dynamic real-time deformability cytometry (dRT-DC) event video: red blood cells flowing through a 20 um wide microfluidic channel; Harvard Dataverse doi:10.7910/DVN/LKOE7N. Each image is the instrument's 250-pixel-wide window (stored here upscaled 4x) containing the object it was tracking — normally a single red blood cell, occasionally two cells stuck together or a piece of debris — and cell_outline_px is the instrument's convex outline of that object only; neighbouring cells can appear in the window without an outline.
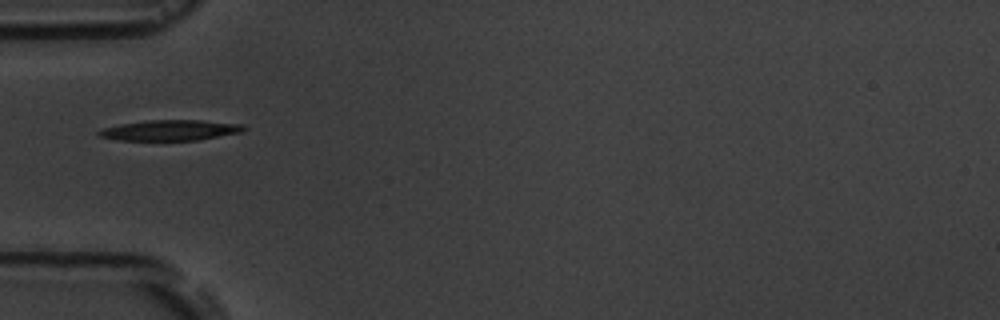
{"species": "common noctule bat (a hibernating species)", "species_latin": "Nyctalus noctula", "temperature_condition": "room temperature", "stored_images_in_passage": 17, "camera_frame_rate_fps": 3000, "um_per_image_px": 0.085, "animal": {"sex": "male", "body_mass_g": 19.5, "forearm_length_mm": 54.6}, "frame": {"image": 1, "passage_image": 6, "time_ms": 5.667, "image_size_px": [1000, 320], "cell_outline_px": [[248, 128], [244, 132], [200, 140], [116, 140], [100, 136], [96, 132], [100, 128], [120, 124], [148, 120], [200, 120], [244, 124]], "centroid_in_image_um": [14.51, 11.07], "position_along_channel_um": 70.5, "area_um2": 17.63}}
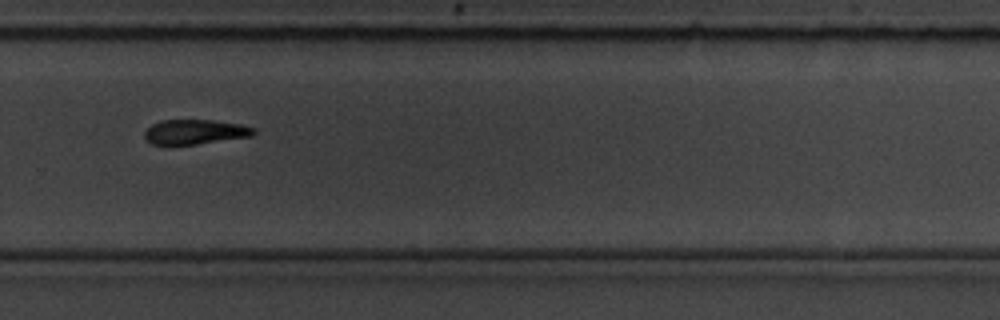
{"frame": {"image": 2, "passage_image": 12, "time_ms": 12.333, "image_size_px": [1000, 320], "cell_outline_px": [[256, 136], [172, 148], [152, 144], [144, 140], [144, 132], [152, 124], [160, 120], [212, 120], [240, 124], [256, 128]], "centroid_in_image_um": [16.55, 11.26], "position_along_channel_um": 313.3, "area_um2": 16.7}}
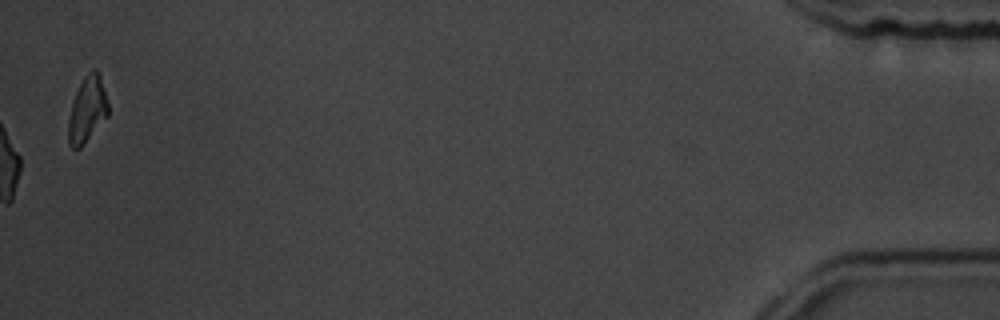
{"frame": {"image": 3, "passage_image": 17, "time_ms": 18.0, "image_size_px": [1000, 320], "cell_outline_px": [[108, 116], [84, 144], [80, 148], [72, 148], [68, 140], [68, 120], [72, 100], [84, 76], [92, 68], [96, 68], [100, 76], [108, 104]], "centroid_in_image_um": [7.41, 9.31], "position_along_channel_um": 427.8, "area_um2": 15.26}, "authors_computed_cell_mechanics": {"area_um2": 17.2244, "velocity_mm_per_s": 3.6447, "shape_relaxation_time_tau1_ms": 2.7634, "shape_relaxation_time_tau2_ms": null, "deformation_change_tau1": 0.1365, "deformation_change_tau2": null}}